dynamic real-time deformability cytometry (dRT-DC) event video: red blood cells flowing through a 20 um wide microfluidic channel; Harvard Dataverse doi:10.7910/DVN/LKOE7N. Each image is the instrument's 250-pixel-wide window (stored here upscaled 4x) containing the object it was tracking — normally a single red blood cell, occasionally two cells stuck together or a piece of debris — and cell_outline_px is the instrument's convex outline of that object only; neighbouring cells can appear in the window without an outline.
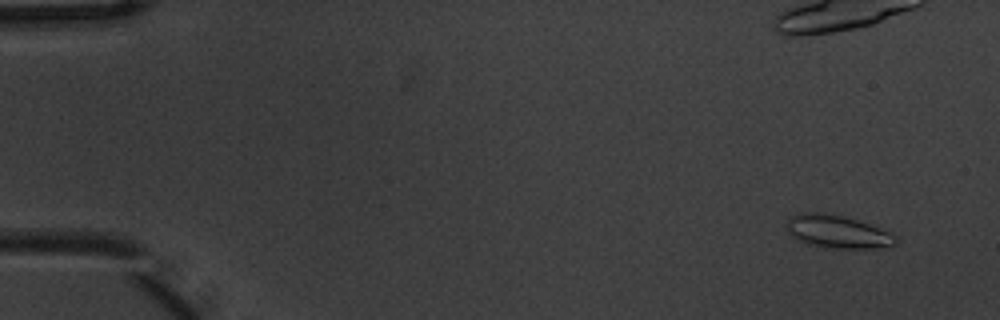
{"species": "common noctule bat (a hibernating species)", "species_latin": "Nyctalus noctula", "temperature_condition": "warm", "stored_images_in_passage": 7, "camera_frame_rate_fps": 3000, "um_per_image_px": 0.085, "animal": {"sex": "male", "body_mass_g": 20.1, "forearm_length_mm": 53.5}, "frame": {"image": 1, "passage_image": 1, "time_ms": 0.0, "image_size_px": [1000, 320], "cell_outline_px": [[900, 240], [896, 244], [876, 248], [824, 248], [808, 244], [792, 236], [788, 232], [784, 224], [788, 216], [804, 212], [832, 212], [892, 232]], "centroid_in_image_um": [71.16, 19.67], "position_along_channel_um": 13.8, "area_um2": 21.39}}
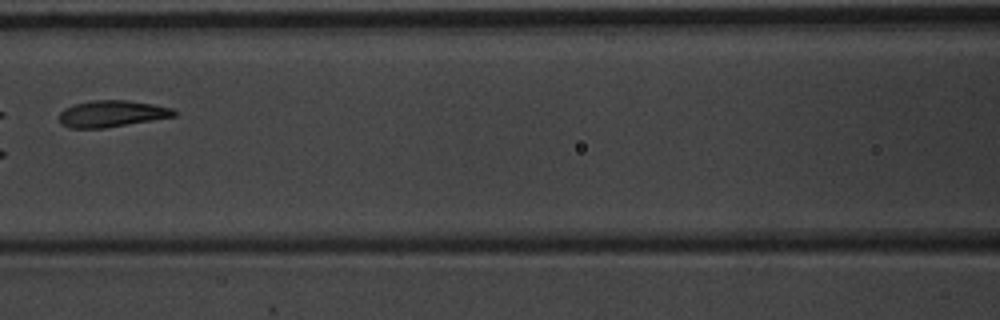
{"frame": {"image": 2, "passage_image": 7, "time_ms": 2.0, "image_size_px": [1000, 320], "cell_outline_px": [[180, 112], [176, 116], [104, 128], [72, 128], [64, 124], [60, 120], [60, 112], [64, 108], [72, 104], [92, 100], [128, 100], [152, 104], [172, 108]], "centroid_in_image_um": [9.54, 9.65], "position_along_channel_um": 157.1, "area_um2": 17.74}}